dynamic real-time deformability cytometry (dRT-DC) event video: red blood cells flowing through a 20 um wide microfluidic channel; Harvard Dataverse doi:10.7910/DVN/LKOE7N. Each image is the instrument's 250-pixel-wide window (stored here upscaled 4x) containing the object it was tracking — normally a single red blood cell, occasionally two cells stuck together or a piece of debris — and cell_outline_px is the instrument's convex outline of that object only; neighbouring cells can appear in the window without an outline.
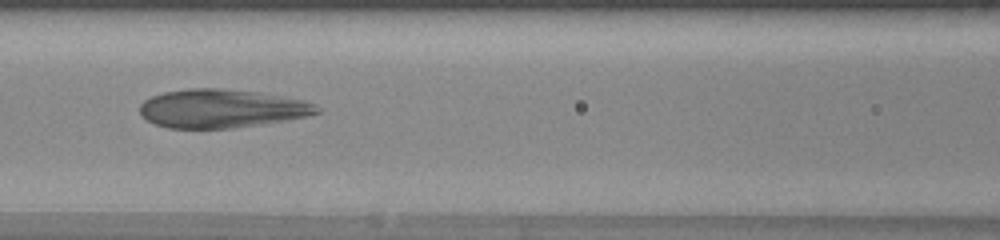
{"species": "human", "species_latin": "Homo sapiens", "temperature_condition": "warm", "stored_images_in_passage": 51, "camera_frame_rate_fps": 3000, "um_per_image_px": 0.085, "donor": {"sex": "female"}, "frame": {"image": 1, "passage_image": 24, "time_ms": 7.667, "image_size_px": [1000, 240], "cell_outline_px": [[320, 112], [304, 116], [256, 124], [228, 128], [168, 128], [156, 124], [140, 116], [140, 104], [144, 100], [152, 96], [164, 92], [188, 88], [220, 88], [256, 92], [280, 96], [300, 100], [312, 104], [320, 108]], "centroid_in_image_um": [18.73, 9.21], "position_along_channel_um": 147.9, "area_um2": 39.02}}
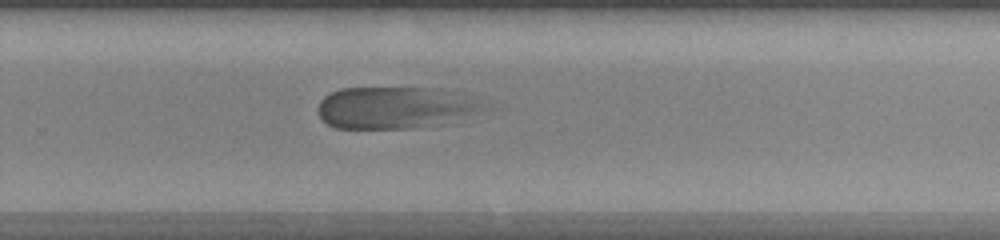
{"frame": {"image": 2, "passage_image": 35, "time_ms": 11.333, "image_size_px": [1000, 240], "cell_outline_px": [[480, 108], [412, 128], [336, 128], [328, 124], [320, 116], [316, 108], [320, 100], [328, 92], [340, 88], [444, 88], [464, 92]], "centroid_in_image_um": [33.28, 9.09], "position_along_channel_um": 296.5, "area_um2": 38.67}}
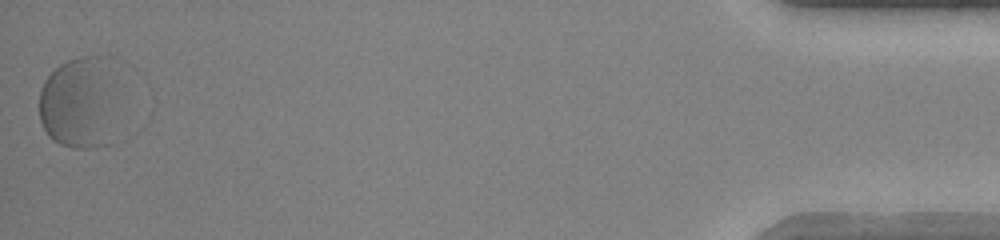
{"frame": {"image": 3, "passage_image": 51, "time_ms": 16.667, "image_size_px": [1000, 240], "cell_outline_px": [[112, 56], [108, 144], [96, 148], [72, 148], [60, 144], [52, 140], [48, 136], [40, 120], [40, 88], [44, 80], [60, 64], [68, 60], [80, 56]], "centroid_in_image_um": [6.63, 8.7], "position_along_channel_um": 428.6, "area_um2": 41.15}}